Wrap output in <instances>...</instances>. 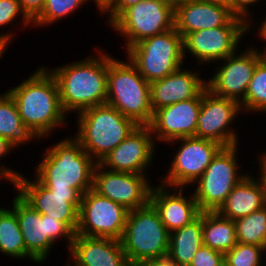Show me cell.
I'll use <instances>...</instances> for the list:
<instances>
[{
	"instance_id": "obj_45",
	"label": "cell",
	"mask_w": 266,
	"mask_h": 266,
	"mask_svg": "<svg viewBox=\"0 0 266 266\" xmlns=\"http://www.w3.org/2000/svg\"><path fill=\"white\" fill-rule=\"evenodd\" d=\"M262 26L259 27V34L266 40V19L261 23ZM266 49V48H265Z\"/></svg>"
},
{
	"instance_id": "obj_41",
	"label": "cell",
	"mask_w": 266,
	"mask_h": 266,
	"mask_svg": "<svg viewBox=\"0 0 266 266\" xmlns=\"http://www.w3.org/2000/svg\"><path fill=\"white\" fill-rule=\"evenodd\" d=\"M262 160H260V162H262L260 165H261V171L262 172L260 174V182L262 183L263 185V188H264V191H265V195H266V157H262L261 158Z\"/></svg>"
},
{
	"instance_id": "obj_17",
	"label": "cell",
	"mask_w": 266,
	"mask_h": 266,
	"mask_svg": "<svg viewBox=\"0 0 266 266\" xmlns=\"http://www.w3.org/2000/svg\"><path fill=\"white\" fill-rule=\"evenodd\" d=\"M201 102L202 92L193 99L156 110L149 125L152 135L171 143L180 138L196 137Z\"/></svg>"
},
{
	"instance_id": "obj_31",
	"label": "cell",
	"mask_w": 266,
	"mask_h": 266,
	"mask_svg": "<svg viewBox=\"0 0 266 266\" xmlns=\"http://www.w3.org/2000/svg\"><path fill=\"white\" fill-rule=\"evenodd\" d=\"M87 0H46L43 10L33 20V24L48 25L76 10Z\"/></svg>"
},
{
	"instance_id": "obj_21",
	"label": "cell",
	"mask_w": 266,
	"mask_h": 266,
	"mask_svg": "<svg viewBox=\"0 0 266 266\" xmlns=\"http://www.w3.org/2000/svg\"><path fill=\"white\" fill-rule=\"evenodd\" d=\"M74 266H131L121 240L74 235L70 248Z\"/></svg>"
},
{
	"instance_id": "obj_29",
	"label": "cell",
	"mask_w": 266,
	"mask_h": 266,
	"mask_svg": "<svg viewBox=\"0 0 266 266\" xmlns=\"http://www.w3.org/2000/svg\"><path fill=\"white\" fill-rule=\"evenodd\" d=\"M237 242L266 248V206L235 220Z\"/></svg>"
},
{
	"instance_id": "obj_11",
	"label": "cell",
	"mask_w": 266,
	"mask_h": 266,
	"mask_svg": "<svg viewBox=\"0 0 266 266\" xmlns=\"http://www.w3.org/2000/svg\"><path fill=\"white\" fill-rule=\"evenodd\" d=\"M128 211L123 205L90 189L81 196L79 224L75 234L121 240Z\"/></svg>"
},
{
	"instance_id": "obj_37",
	"label": "cell",
	"mask_w": 266,
	"mask_h": 266,
	"mask_svg": "<svg viewBox=\"0 0 266 266\" xmlns=\"http://www.w3.org/2000/svg\"><path fill=\"white\" fill-rule=\"evenodd\" d=\"M259 0H231L230 9L231 12L238 18L247 21L248 16L246 17L249 4H253Z\"/></svg>"
},
{
	"instance_id": "obj_9",
	"label": "cell",
	"mask_w": 266,
	"mask_h": 266,
	"mask_svg": "<svg viewBox=\"0 0 266 266\" xmlns=\"http://www.w3.org/2000/svg\"><path fill=\"white\" fill-rule=\"evenodd\" d=\"M236 148L237 145L223 147L196 181L198 186L194 196L201 212L217 211L235 185L245 177L237 174Z\"/></svg>"
},
{
	"instance_id": "obj_18",
	"label": "cell",
	"mask_w": 266,
	"mask_h": 266,
	"mask_svg": "<svg viewBox=\"0 0 266 266\" xmlns=\"http://www.w3.org/2000/svg\"><path fill=\"white\" fill-rule=\"evenodd\" d=\"M249 26H220L189 33L183 39L187 49L200 62L222 60L236 53V48Z\"/></svg>"
},
{
	"instance_id": "obj_15",
	"label": "cell",
	"mask_w": 266,
	"mask_h": 266,
	"mask_svg": "<svg viewBox=\"0 0 266 266\" xmlns=\"http://www.w3.org/2000/svg\"><path fill=\"white\" fill-rule=\"evenodd\" d=\"M241 110L239 102L217 96L205 88L197 118L196 137L213 140L224 147L237 145L236 133L227 131V128Z\"/></svg>"
},
{
	"instance_id": "obj_26",
	"label": "cell",
	"mask_w": 266,
	"mask_h": 266,
	"mask_svg": "<svg viewBox=\"0 0 266 266\" xmlns=\"http://www.w3.org/2000/svg\"><path fill=\"white\" fill-rule=\"evenodd\" d=\"M202 237L203 245L226 254L237 244L235 221L217 211H202Z\"/></svg>"
},
{
	"instance_id": "obj_5",
	"label": "cell",
	"mask_w": 266,
	"mask_h": 266,
	"mask_svg": "<svg viewBox=\"0 0 266 266\" xmlns=\"http://www.w3.org/2000/svg\"><path fill=\"white\" fill-rule=\"evenodd\" d=\"M76 139L84 151L100 163L138 126L116 108L103 104L84 109L79 114Z\"/></svg>"
},
{
	"instance_id": "obj_38",
	"label": "cell",
	"mask_w": 266,
	"mask_h": 266,
	"mask_svg": "<svg viewBox=\"0 0 266 266\" xmlns=\"http://www.w3.org/2000/svg\"><path fill=\"white\" fill-rule=\"evenodd\" d=\"M132 266H178V264L172 261L168 256L145 259L135 263Z\"/></svg>"
},
{
	"instance_id": "obj_2",
	"label": "cell",
	"mask_w": 266,
	"mask_h": 266,
	"mask_svg": "<svg viewBox=\"0 0 266 266\" xmlns=\"http://www.w3.org/2000/svg\"><path fill=\"white\" fill-rule=\"evenodd\" d=\"M50 73L56 79L60 102L66 114L106 104L107 54L64 65Z\"/></svg>"
},
{
	"instance_id": "obj_1",
	"label": "cell",
	"mask_w": 266,
	"mask_h": 266,
	"mask_svg": "<svg viewBox=\"0 0 266 266\" xmlns=\"http://www.w3.org/2000/svg\"><path fill=\"white\" fill-rule=\"evenodd\" d=\"M46 70L39 68L19 86L7 91L17 106L23 124L37 138L46 136L56 126L65 124L66 118L56 79Z\"/></svg>"
},
{
	"instance_id": "obj_27",
	"label": "cell",
	"mask_w": 266,
	"mask_h": 266,
	"mask_svg": "<svg viewBox=\"0 0 266 266\" xmlns=\"http://www.w3.org/2000/svg\"><path fill=\"white\" fill-rule=\"evenodd\" d=\"M0 137L8 139L14 147L37 137L23 124L17 106L7 92L0 95Z\"/></svg>"
},
{
	"instance_id": "obj_6",
	"label": "cell",
	"mask_w": 266,
	"mask_h": 266,
	"mask_svg": "<svg viewBox=\"0 0 266 266\" xmlns=\"http://www.w3.org/2000/svg\"><path fill=\"white\" fill-rule=\"evenodd\" d=\"M170 232L158 211L148 205L128 211L121 243L129 264L168 256Z\"/></svg>"
},
{
	"instance_id": "obj_3",
	"label": "cell",
	"mask_w": 266,
	"mask_h": 266,
	"mask_svg": "<svg viewBox=\"0 0 266 266\" xmlns=\"http://www.w3.org/2000/svg\"><path fill=\"white\" fill-rule=\"evenodd\" d=\"M36 179L49 190L75 189L81 196L92 189L97 162L76 139H64L44 153ZM94 160V162H93Z\"/></svg>"
},
{
	"instance_id": "obj_47",
	"label": "cell",
	"mask_w": 266,
	"mask_h": 266,
	"mask_svg": "<svg viewBox=\"0 0 266 266\" xmlns=\"http://www.w3.org/2000/svg\"><path fill=\"white\" fill-rule=\"evenodd\" d=\"M261 55H262V58L266 61V49L264 50L263 53H261Z\"/></svg>"
},
{
	"instance_id": "obj_35",
	"label": "cell",
	"mask_w": 266,
	"mask_h": 266,
	"mask_svg": "<svg viewBox=\"0 0 266 266\" xmlns=\"http://www.w3.org/2000/svg\"><path fill=\"white\" fill-rule=\"evenodd\" d=\"M142 0H111L101 11L110 12L109 23H112L125 9L141 2Z\"/></svg>"
},
{
	"instance_id": "obj_44",
	"label": "cell",
	"mask_w": 266,
	"mask_h": 266,
	"mask_svg": "<svg viewBox=\"0 0 266 266\" xmlns=\"http://www.w3.org/2000/svg\"><path fill=\"white\" fill-rule=\"evenodd\" d=\"M199 1L220 5L228 8H230V3H231V0H199Z\"/></svg>"
},
{
	"instance_id": "obj_30",
	"label": "cell",
	"mask_w": 266,
	"mask_h": 266,
	"mask_svg": "<svg viewBox=\"0 0 266 266\" xmlns=\"http://www.w3.org/2000/svg\"><path fill=\"white\" fill-rule=\"evenodd\" d=\"M240 104L242 110L266 111V61L263 58L257 63L246 96Z\"/></svg>"
},
{
	"instance_id": "obj_43",
	"label": "cell",
	"mask_w": 266,
	"mask_h": 266,
	"mask_svg": "<svg viewBox=\"0 0 266 266\" xmlns=\"http://www.w3.org/2000/svg\"><path fill=\"white\" fill-rule=\"evenodd\" d=\"M161 1L175 10L177 7L183 5L188 0H161Z\"/></svg>"
},
{
	"instance_id": "obj_25",
	"label": "cell",
	"mask_w": 266,
	"mask_h": 266,
	"mask_svg": "<svg viewBox=\"0 0 266 266\" xmlns=\"http://www.w3.org/2000/svg\"><path fill=\"white\" fill-rule=\"evenodd\" d=\"M203 245L202 212L190 224L170 232L168 257L178 266H189Z\"/></svg>"
},
{
	"instance_id": "obj_46",
	"label": "cell",
	"mask_w": 266,
	"mask_h": 266,
	"mask_svg": "<svg viewBox=\"0 0 266 266\" xmlns=\"http://www.w3.org/2000/svg\"><path fill=\"white\" fill-rule=\"evenodd\" d=\"M97 4V7L102 10L111 0H93Z\"/></svg>"
},
{
	"instance_id": "obj_34",
	"label": "cell",
	"mask_w": 266,
	"mask_h": 266,
	"mask_svg": "<svg viewBox=\"0 0 266 266\" xmlns=\"http://www.w3.org/2000/svg\"><path fill=\"white\" fill-rule=\"evenodd\" d=\"M19 13L23 16L24 26L33 22L23 11L19 0H0V27L11 23Z\"/></svg>"
},
{
	"instance_id": "obj_22",
	"label": "cell",
	"mask_w": 266,
	"mask_h": 266,
	"mask_svg": "<svg viewBox=\"0 0 266 266\" xmlns=\"http://www.w3.org/2000/svg\"><path fill=\"white\" fill-rule=\"evenodd\" d=\"M206 88V82L190 70L181 67L163 79L150 83V103L153 113L165 106L197 97Z\"/></svg>"
},
{
	"instance_id": "obj_24",
	"label": "cell",
	"mask_w": 266,
	"mask_h": 266,
	"mask_svg": "<svg viewBox=\"0 0 266 266\" xmlns=\"http://www.w3.org/2000/svg\"><path fill=\"white\" fill-rule=\"evenodd\" d=\"M257 181L245 175L235 185L217 212L235 221L265 207V191L260 180Z\"/></svg>"
},
{
	"instance_id": "obj_42",
	"label": "cell",
	"mask_w": 266,
	"mask_h": 266,
	"mask_svg": "<svg viewBox=\"0 0 266 266\" xmlns=\"http://www.w3.org/2000/svg\"><path fill=\"white\" fill-rule=\"evenodd\" d=\"M12 33L10 34H2L0 35V56L4 53L3 51L6 49V45L9 43L8 41L11 40ZM5 48V49H4Z\"/></svg>"
},
{
	"instance_id": "obj_13",
	"label": "cell",
	"mask_w": 266,
	"mask_h": 266,
	"mask_svg": "<svg viewBox=\"0 0 266 266\" xmlns=\"http://www.w3.org/2000/svg\"><path fill=\"white\" fill-rule=\"evenodd\" d=\"M103 169L99 163L96 164L92 184L95 192L123 205L129 211L150 203L153 187L145 175Z\"/></svg>"
},
{
	"instance_id": "obj_19",
	"label": "cell",
	"mask_w": 266,
	"mask_h": 266,
	"mask_svg": "<svg viewBox=\"0 0 266 266\" xmlns=\"http://www.w3.org/2000/svg\"><path fill=\"white\" fill-rule=\"evenodd\" d=\"M228 7L199 0H188L175 9L174 28L183 39L192 32L220 26H248Z\"/></svg>"
},
{
	"instance_id": "obj_23",
	"label": "cell",
	"mask_w": 266,
	"mask_h": 266,
	"mask_svg": "<svg viewBox=\"0 0 266 266\" xmlns=\"http://www.w3.org/2000/svg\"><path fill=\"white\" fill-rule=\"evenodd\" d=\"M155 188H152L150 203L158 211L162 223L169 232L190 224L199 216L201 211L194 194L188 200L182 196V187L178 191L174 189L173 194L167 193L165 185L161 184Z\"/></svg>"
},
{
	"instance_id": "obj_32",
	"label": "cell",
	"mask_w": 266,
	"mask_h": 266,
	"mask_svg": "<svg viewBox=\"0 0 266 266\" xmlns=\"http://www.w3.org/2000/svg\"><path fill=\"white\" fill-rule=\"evenodd\" d=\"M265 251V247L237 242L225 254V266H261V254Z\"/></svg>"
},
{
	"instance_id": "obj_8",
	"label": "cell",
	"mask_w": 266,
	"mask_h": 266,
	"mask_svg": "<svg viewBox=\"0 0 266 266\" xmlns=\"http://www.w3.org/2000/svg\"><path fill=\"white\" fill-rule=\"evenodd\" d=\"M23 235L26 251L37 261L44 262L55 240L65 236L71 248L74 233L58 219L42 215L19 194L14 197L13 208Z\"/></svg>"
},
{
	"instance_id": "obj_20",
	"label": "cell",
	"mask_w": 266,
	"mask_h": 266,
	"mask_svg": "<svg viewBox=\"0 0 266 266\" xmlns=\"http://www.w3.org/2000/svg\"><path fill=\"white\" fill-rule=\"evenodd\" d=\"M150 126H137L99 164L110 171L144 174L152 161L154 138Z\"/></svg>"
},
{
	"instance_id": "obj_12",
	"label": "cell",
	"mask_w": 266,
	"mask_h": 266,
	"mask_svg": "<svg viewBox=\"0 0 266 266\" xmlns=\"http://www.w3.org/2000/svg\"><path fill=\"white\" fill-rule=\"evenodd\" d=\"M18 194L42 215L62 221L74 234L79 224L81 195L73 188L49 190L38 180L31 182L19 176L13 183Z\"/></svg>"
},
{
	"instance_id": "obj_33",
	"label": "cell",
	"mask_w": 266,
	"mask_h": 266,
	"mask_svg": "<svg viewBox=\"0 0 266 266\" xmlns=\"http://www.w3.org/2000/svg\"><path fill=\"white\" fill-rule=\"evenodd\" d=\"M189 266H225V254L202 245Z\"/></svg>"
},
{
	"instance_id": "obj_4",
	"label": "cell",
	"mask_w": 266,
	"mask_h": 266,
	"mask_svg": "<svg viewBox=\"0 0 266 266\" xmlns=\"http://www.w3.org/2000/svg\"><path fill=\"white\" fill-rule=\"evenodd\" d=\"M106 104L116 108L138 126H149L153 118L150 83L129 62L108 56Z\"/></svg>"
},
{
	"instance_id": "obj_39",
	"label": "cell",
	"mask_w": 266,
	"mask_h": 266,
	"mask_svg": "<svg viewBox=\"0 0 266 266\" xmlns=\"http://www.w3.org/2000/svg\"><path fill=\"white\" fill-rule=\"evenodd\" d=\"M19 176H21V174H17L11 169L9 170L8 168L6 169L2 167V169L0 170V177L7 178L12 183H14Z\"/></svg>"
},
{
	"instance_id": "obj_28",
	"label": "cell",
	"mask_w": 266,
	"mask_h": 266,
	"mask_svg": "<svg viewBox=\"0 0 266 266\" xmlns=\"http://www.w3.org/2000/svg\"><path fill=\"white\" fill-rule=\"evenodd\" d=\"M0 252L15 258H31L26 251L23 235L19 227L15 211L0 208Z\"/></svg>"
},
{
	"instance_id": "obj_7",
	"label": "cell",
	"mask_w": 266,
	"mask_h": 266,
	"mask_svg": "<svg viewBox=\"0 0 266 266\" xmlns=\"http://www.w3.org/2000/svg\"><path fill=\"white\" fill-rule=\"evenodd\" d=\"M127 52L129 60L148 83L175 72L185 57L183 37L175 28L143 39Z\"/></svg>"
},
{
	"instance_id": "obj_14",
	"label": "cell",
	"mask_w": 266,
	"mask_h": 266,
	"mask_svg": "<svg viewBox=\"0 0 266 266\" xmlns=\"http://www.w3.org/2000/svg\"><path fill=\"white\" fill-rule=\"evenodd\" d=\"M176 140H181L183 144L175 155L163 183V185L174 186L175 189L184 188V185L189 183H196L217 153L224 147L213 140L197 137Z\"/></svg>"
},
{
	"instance_id": "obj_10",
	"label": "cell",
	"mask_w": 266,
	"mask_h": 266,
	"mask_svg": "<svg viewBox=\"0 0 266 266\" xmlns=\"http://www.w3.org/2000/svg\"><path fill=\"white\" fill-rule=\"evenodd\" d=\"M175 10L161 0H142L125 9L111 24L127 38V50L143 39L174 28Z\"/></svg>"
},
{
	"instance_id": "obj_40",
	"label": "cell",
	"mask_w": 266,
	"mask_h": 266,
	"mask_svg": "<svg viewBox=\"0 0 266 266\" xmlns=\"http://www.w3.org/2000/svg\"><path fill=\"white\" fill-rule=\"evenodd\" d=\"M11 148H14V146L9 142V140L0 137V158L6 155L9 150H12Z\"/></svg>"
},
{
	"instance_id": "obj_36",
	"label": "cell",
	"mask_w": 266,
	"mask_h": 266,
	"mask_svg": "<svg viewBox=\"0 0 266 266\" xmlns=\"http://www.w3.org/2000/svg\"><path fill=\"white\" fill-rule=\"evenodd\" d=\"M25 14L33 21L43 10L46 0H19Z\"/></svg>"
},
{
	"instance_id": "obj_16",
	"label": "cell",
	"mask_w": 266,
	"mask_h": 266,
	"mask_svg": "<svg viewBox=\"0 0 266 266\" xmlns=\"http://www.w3.org/2000/svg\"><path fill=\"white\" fill-rule=\"evenodd\" d=\"M226 57L227 62L207 81L206 88L213 94L241 103L257 63L262 59L258 50L248 49L241 55ZM241 95V98H240Z\"/></svg>"
}]
</instances>
